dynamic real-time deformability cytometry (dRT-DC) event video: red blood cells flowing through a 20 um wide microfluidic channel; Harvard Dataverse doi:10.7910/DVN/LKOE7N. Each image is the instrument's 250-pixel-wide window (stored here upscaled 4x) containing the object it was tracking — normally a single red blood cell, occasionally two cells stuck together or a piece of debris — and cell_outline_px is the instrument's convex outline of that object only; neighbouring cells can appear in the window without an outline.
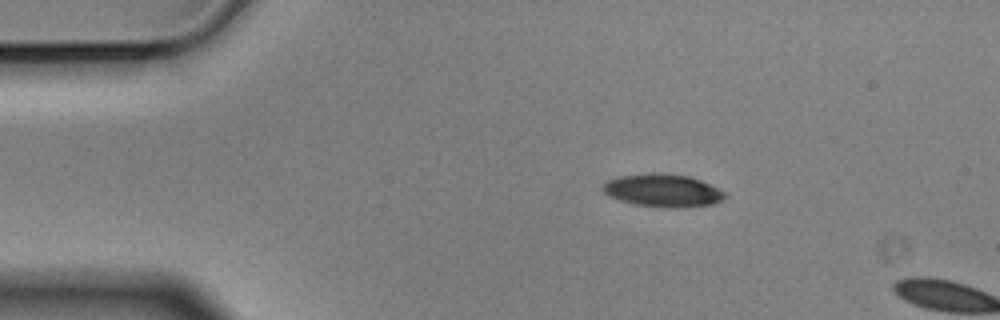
{"species": "Egyptian fruit bat (a non-hibernating species)", "species_latin": "Rousettus aegyptiacus", "temperature_condition": "cold", "stored_images_in_passage": 3, "camera_frame_rate_fps": 3000, "um_per_image_px": 0.085, "animal": {"sex": "male"}, "frame": {"image": 1, "passage_image": 1, "time_ms": 0.0, "image_size_px": [1000, 320], "cell_outline_px": [[724, 200], [712, 204], [676, 208], [668, 208], [636, 204], [620, 200], [604, 192], [600, 188], [608, 180], [620, 176], [688, 176], [700, 180], [724, 192]], "centroid_in_image_um": [56.36, 16.25], "position_along_channel_um": 28.6, "area_um2": 22.02}}